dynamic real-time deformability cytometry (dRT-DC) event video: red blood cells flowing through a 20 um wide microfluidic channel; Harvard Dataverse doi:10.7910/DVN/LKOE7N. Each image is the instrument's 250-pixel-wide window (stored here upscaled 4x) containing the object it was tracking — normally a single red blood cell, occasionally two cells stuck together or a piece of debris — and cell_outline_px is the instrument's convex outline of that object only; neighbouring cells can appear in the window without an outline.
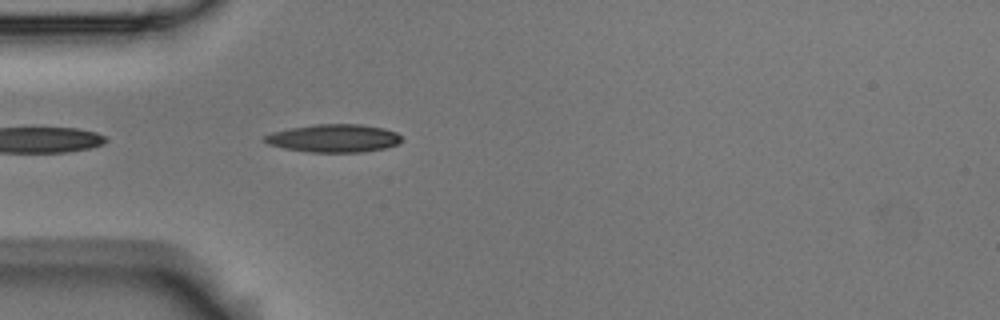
{"species": "Egyptian fruit bat (a non-hibernating species)", "species_latin": "Rousettus aegyptiacus", "temperature_condition": "room temperature", "stored_images_in_passage": 7, "camera_frame_rate_fps": 3000, "um_per_image_px": 0.085, "animal": {"sex": "male"}, "frame": {"image": 1, "passage_image": 3, "time_ms": 0.667, "image_size_px": [1000, 320], "cell_outline_px": [[404, 140], [396, 144], [384, 148], [364, 152], [308, 152], [284, 148], [268, 144], [260, 140], [264, 136], [272, 132], [292, 128], [316, 124], [360, 124], [384, 128], [396, 132]], "centroid_in_image_um": [28.36, 11.75], "position_along_channel_um": 56.6, "area_um2": 22.37}}
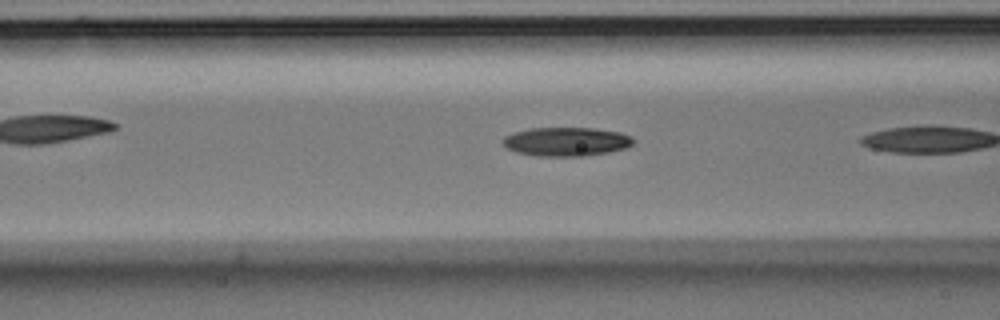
{"frame": {"image": 2, "passage_image": 6, "time_ms": 1.667, "image_size_px": [1000, 320], "cell_outline_px": [[636, 140], [628, 148], [608, 152], [584, 156], [536, 156], [516, 152], [508, 148], [500, 140], [504, 136], [512, 132], [528, 128], [592, 128], [620, 132], [632, 136]], "centroid_in_image_um": [48.14, 12.03], "position_along_channel_um": 118.5, "area_um2": 22.2}}